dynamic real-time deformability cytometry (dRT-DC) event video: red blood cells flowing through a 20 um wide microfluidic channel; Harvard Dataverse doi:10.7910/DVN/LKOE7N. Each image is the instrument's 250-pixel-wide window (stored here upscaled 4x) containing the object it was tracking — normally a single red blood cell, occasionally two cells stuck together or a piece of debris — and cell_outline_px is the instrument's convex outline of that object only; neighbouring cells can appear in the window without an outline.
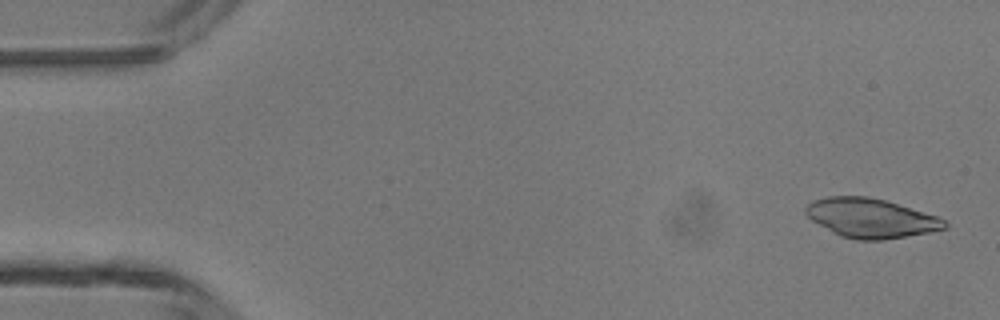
{"species": "common noctule bat (a hibernating species)", "species_latin": "Nyctalus noctula", "temperature_condition": "room temperature", "stored_images_in_passage": 46, "camera_frame_rate_fps": 3000, "um_per_image_px": 0.085, "animal": {"sex": "male", "body_mass_g": 13.3}, "frame": {"image": 1, "passage_image": 2, "time_ms": 0.333, "image_size_px": [1000, 320], "cell_outline_px": [[948, 228], [928, 232], [884, 240], [856, 240], [840, 236], [832, 232], [812, 220], [804, 212], [804, 208], [812, 200], [828, 196], [868, 196], [884, 200], [936, 216], [944, 220], [948, 224]], "centroid_in_image_um": [73.98, 18.54], "position_along_channel_um": 11.0, "area_um2": 31.62}}